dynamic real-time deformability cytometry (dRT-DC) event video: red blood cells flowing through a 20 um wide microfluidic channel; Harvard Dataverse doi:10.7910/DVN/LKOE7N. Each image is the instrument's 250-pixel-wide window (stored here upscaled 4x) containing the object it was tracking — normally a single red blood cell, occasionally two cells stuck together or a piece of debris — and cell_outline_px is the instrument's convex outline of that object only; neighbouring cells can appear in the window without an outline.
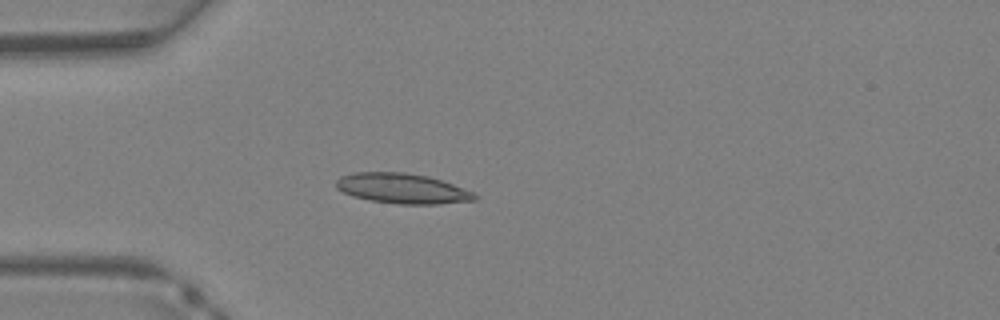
{"species": "Egyptian fruit bat (a non-hibernating species)", "species_latin": "Rousettus aegyptiacus", "temperature_condition": "warm", "stored_images_in_passage": 29, "camera_frame_rate_fps": 3000, "um_per_image_px": 0.085, "animal": {"sex": "female"}, "frame": {"image": 1, "passage_image": 2, "time_ms": 0.333, "image_size_px": [1000, 320], "cell_outline_px": [[480, 196], [476, 200], [440, 204], [400, 204], [372, 200], [352, 196], [336, 188], [336, 180], [340, 176], [352, 172], [404, 172], [428, 176], [476, 192]], "centroid_in_image_um": [34.23, 16.02], "position_along_channel_um": 50.8, "area_um2": 24.45}}
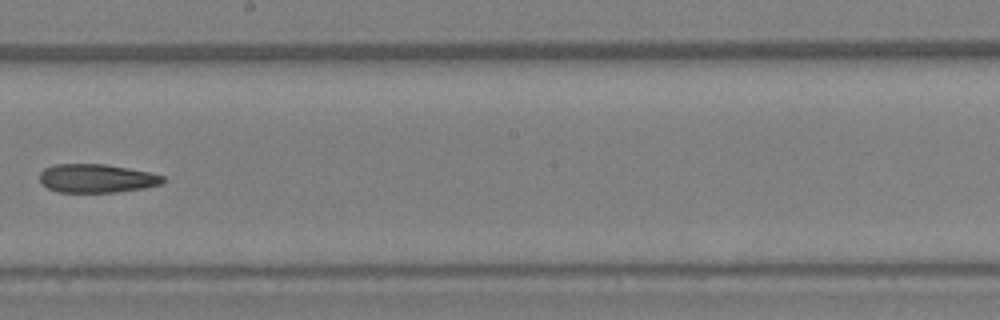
{"frame": {"image": 2, "passage_image": 13, "time_ms": 4.0, "image_size_px": [1000, 320], "cell_outline_px": [[164, 180], [160, 184], [144, 188], [116, 192], [56, 192], [48, 188], [40, 180], [40, 172], [44, 168], [56, 164], [104, 164], [128, 168], [148, 172], [164, 176]], "centroid_in_image_um": [8.19, 15.16], "position_along_channel_um": 240.0, "area_um2": 20.4}}
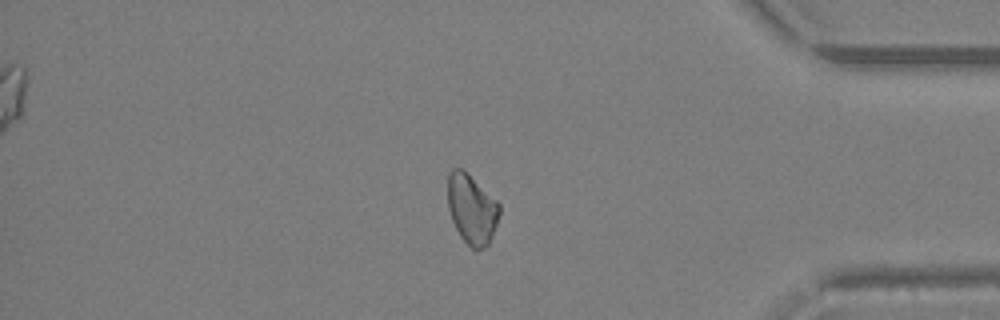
{"frame": {"image": 3, "passage_image": 23, "time_ms": 7.333, "image_size_px": [1000, 320], "cell_outline_px": [[500, 212], [492, 236], [488, 244], [484, 248], [472, 248], [460, 236], [452, 220], [448, 208], [448, 172], [452, 168], [464, 168], [500, 204]], "centroid_in_image_um": [40.09, 17.72], "position_along_channel_um": 395.1, "area_um2": 20.98}}